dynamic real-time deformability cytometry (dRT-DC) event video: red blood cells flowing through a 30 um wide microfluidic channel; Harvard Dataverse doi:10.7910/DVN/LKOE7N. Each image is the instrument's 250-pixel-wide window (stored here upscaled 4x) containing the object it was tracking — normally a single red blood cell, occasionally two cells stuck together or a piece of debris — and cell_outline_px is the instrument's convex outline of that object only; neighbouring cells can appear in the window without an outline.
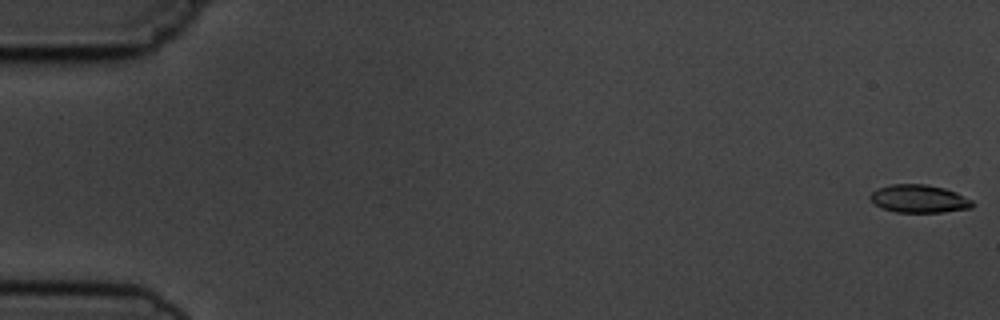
{"species": "common noctule bat (a hibernating species)", "species_latin": "Nyctalus noctula", "temperature_condition": "cold", "stored_images_in_passage": 6, "segment_of_instrument_passage": [1, 2], "camera_frame_rate_fps": 3000, "um_per_image_px": 0.085, "animal": {"sex": "male", "body_mass_g": 19.5, "forearm_length_mm": 54.6}, "frame": {"image": 1, "passage_image": 1, "time_ms": 0.0, "image_size_px": [1000, 320], "cell_outline_px": [[976, 204], [972, 208], [940, 212], [896, 212], [884, 208], [876, 204], [868, 196], [876, 188], [892, 184], [928, 184], [944, 188], [956, 192], [972, 200]], "centroid_in_image_um": [78.14, 16.88], "position_along_channel_um": 6.9, "area_um2": 16.65}}